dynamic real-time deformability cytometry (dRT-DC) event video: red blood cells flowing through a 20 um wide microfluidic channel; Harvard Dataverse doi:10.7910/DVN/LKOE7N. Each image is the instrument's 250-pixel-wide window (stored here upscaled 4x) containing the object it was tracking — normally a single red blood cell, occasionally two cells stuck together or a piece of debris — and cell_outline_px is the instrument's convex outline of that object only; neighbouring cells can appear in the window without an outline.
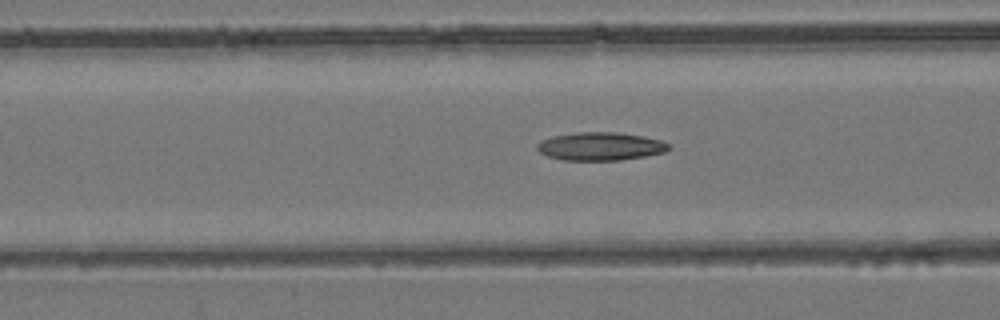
{"species": "common noctule bat (a hibernating species)", "species_latin": "Nyctalus noctula", "temperature_condition": "room temperature", "stored_images_in_passage": 54, "camera_frame_rate_fps": 3000, "um_per_image_px": 0.085, "animal": {"sex": "female", "body_mass_g": 24.6, "forearm_length_mm": 56.2}, "frame": {"image": 1, "passage_image": 22, "time_ms": 7.0, "image_size_px": [1000, 320], "cell_outline_px": [[668, 148], [664, 152], [644, 156], [620, 160], [564, 160], [548, 156], [540, 152], [536, 148], [536, 144], [540, 140], [552, 136], [576, 132], [616, 132], [644, 136], [664, 140], [668, 144]], "centroid_in_image_um": [51.01, 12.43], "position_along_channel_um": 115.6, "area_um2": 21.62}}
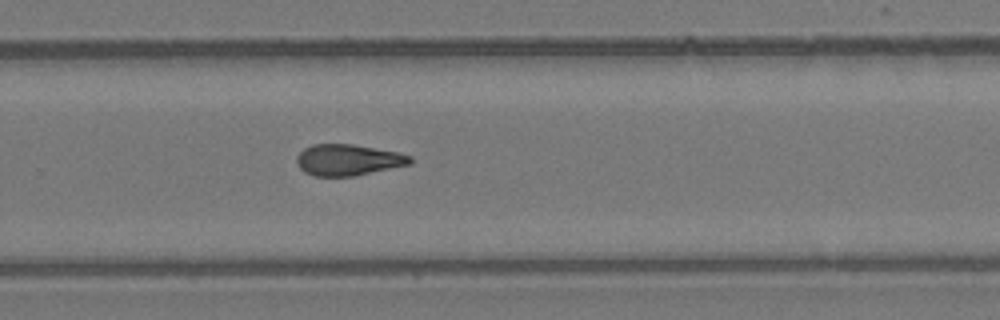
{"frame": {"image": 2, "passage_image": 36, "time_ms": 11.667, "image_size_px": [1000, 320], "cell_outline_px": [[412, 164], [352, 176], [316, 176], [304, 172], [300, 168], [296, 160], [296, 156], [304, 148], [312, 144], [352, 144], [396, 152], [412, 156]], "centroid_in_image_um": [29.57, 13.59], "position_along_channel_um": 300.2, "area_um2": 20.52}}
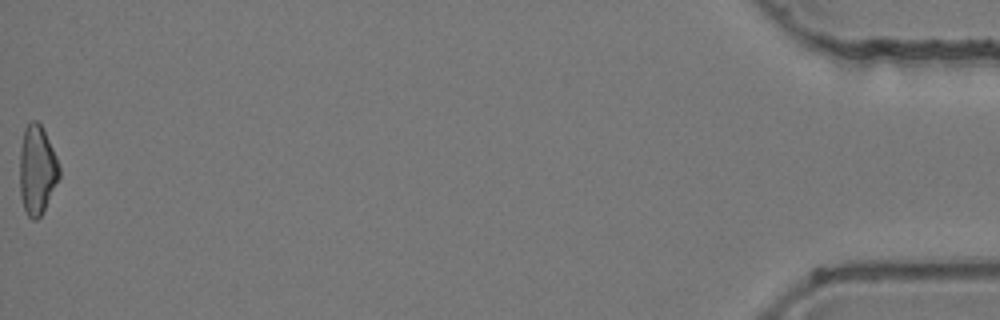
{"frame": {"image": 3, "passage_image": 54, "time_ms": 17.667, "image_size_px": [1000, 320], "cell_outline_px": [[60, 176], [40, 216], [36, 220], [32, 220], [28, 216], [24, 208], [20, 196], [20, 148], [24, 128], [32, 120], [36, 120], [40, 124], [56, 156], [60, 168]], "centroid_in_image_um": [3.13, 14.44], "position_along_channel_um": 432.1, "area_um2": 20.23}, "authors_computed_cell_mechanics": {"area_um2": 21.1259, "velocity_mm_per_s": 3.9681, "shape_relaxation_time_tau1_ms": null, "shape_relaxation_time_tau2_ms": 5.3678, "deformation_change_tau1": null, "deformation_change_tau2": 0.1422}}